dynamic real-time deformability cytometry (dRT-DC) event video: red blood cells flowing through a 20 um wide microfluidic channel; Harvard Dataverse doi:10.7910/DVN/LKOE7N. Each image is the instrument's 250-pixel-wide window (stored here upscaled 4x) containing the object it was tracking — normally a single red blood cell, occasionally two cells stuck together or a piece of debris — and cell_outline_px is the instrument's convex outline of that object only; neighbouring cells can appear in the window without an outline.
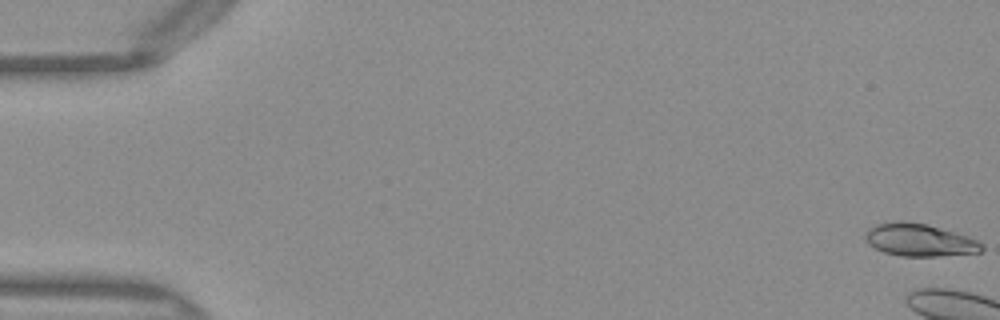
{"species": "Egyptian fruit bat (a non-hibernating species)", "species_latin": "Rousettus aegyptiacus", "temperature_condition": "warm", "stored_images_in_passage": 6, "camera_frame_rate_fps": 3000, "um_per_image_px": 0.085, "frame": {"image": 1, "passage_image": 1, "time_ms": 0.0, "image_size_px": [1000, 320], "cell_outline_px": [[984, 248], [980, 252], [936, 256], [900, 256], [884, 252], [868, 244], [864, 236], [868, 228], [876, 224], [896, 220], [908, 220], [956, 232], [968, 236], [984, 244]], "centroid_in_image_um": [78.13, 20.38], "position_along_channel_um": 6.9, "area_um2": 22.2}}